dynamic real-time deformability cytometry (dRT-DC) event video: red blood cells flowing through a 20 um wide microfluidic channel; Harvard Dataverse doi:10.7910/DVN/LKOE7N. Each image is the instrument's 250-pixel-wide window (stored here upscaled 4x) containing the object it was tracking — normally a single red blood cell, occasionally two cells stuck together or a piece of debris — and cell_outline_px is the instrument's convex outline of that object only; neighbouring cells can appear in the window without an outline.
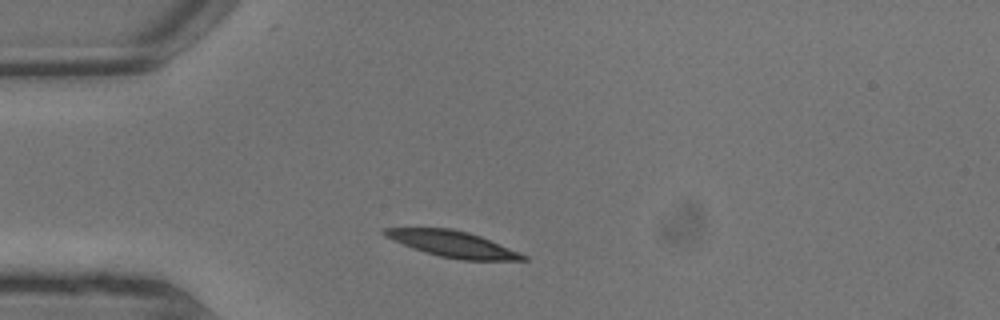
{"species": "common noctule bat (a hibernating species)", "species_latin": "Nyctalus noctula", "temperature_condition": "warm", "stored_images_in_passage": 3, "camera_frame_rate_fps": 3000, "um_per_image_px": 0.085, "animal": {"sex": "male", "body_mass_g": 13.3}, "frame": {"image": 1, "passage_image": 1, "time_ms": 0.0, "image_size_px": [1000, 320], "cell_outline_px": [[528, 260], [460, 260], [440, 256], [424, 252], [384, 236], [380, 232], [384, 228], [452, 228], [468, 232], [480, 236], [520, 252], [528, 256]], "centroid_in_image_um": [38.5, 20.74], "position_along_channel_um": 46.5, "area_um2": 20.92}}
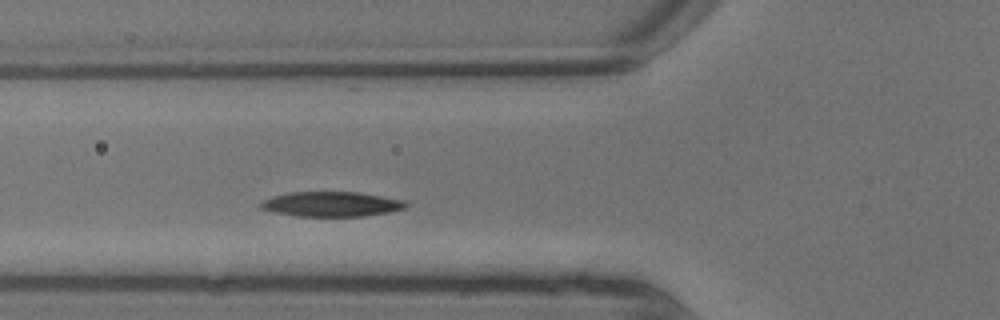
{"frame": {"image": 2, "passage_image": 3, "time_ms": 0.667, "image_size_px": [1000, 320], "cell_outline_px": [[408, 204], [404, 208], [388, 212], [364, 216], [296, 216], [276, 212], [260, 208], [260, 204], [264, 200], [272, 196], [288, 192], [360, 192], [404, 200]], "centroid_in_image_um": [28.17, 17.34], "position_along_channel_um": 97.6, "area_um2": 20.92}}